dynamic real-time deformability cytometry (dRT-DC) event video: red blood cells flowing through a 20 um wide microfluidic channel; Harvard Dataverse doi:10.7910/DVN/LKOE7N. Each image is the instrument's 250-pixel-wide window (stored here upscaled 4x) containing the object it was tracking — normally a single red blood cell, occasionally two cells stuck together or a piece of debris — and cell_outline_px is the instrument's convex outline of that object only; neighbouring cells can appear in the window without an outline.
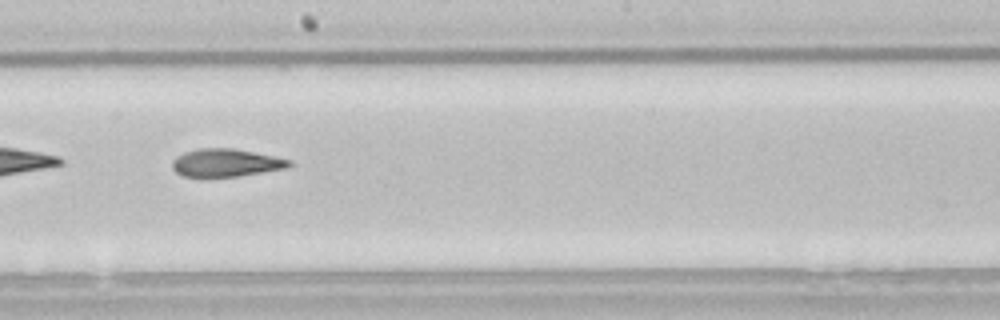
{"species": "common noctule bat (a hibernating species)", "species_latin": "Nyctalus noctula", "temperature_condition": "room temperature", "stored_images_in_passage": 51, "camera_frame_rate_fps": 3000, "um_per_image_px": 0.085, "animal": {"sex": "male", "body_mass_g": 21.5, "forearm_length_mm": 52.0}, "frame": {"image": 1, "passage_image": 29, "time_ms": 9.333, "image_size_px": [1000, 320], "cell_outline_px": [[292, 164], [284, 168], [236, 176], [180, 176], [172, 168], [172, 160], [176, 156], [184, 152], [200, 148], [232, 148], [292, 160]], "centroid_in_image_um": [19.13, 13.82], "position_along_channel_um": 229.1, "area_um2": 18.61}, "authors_computed_cell_mechanics": {"area_um2": 20.1722, "velocity_mm_per_s": 3.8545, "shape_relaxation_time_tau1_ms": null, "shape_relaxation_time_tau2_ms": 3.8964, "deformation_change_tau1": null, "deformation_change_tau2": 0.142}}